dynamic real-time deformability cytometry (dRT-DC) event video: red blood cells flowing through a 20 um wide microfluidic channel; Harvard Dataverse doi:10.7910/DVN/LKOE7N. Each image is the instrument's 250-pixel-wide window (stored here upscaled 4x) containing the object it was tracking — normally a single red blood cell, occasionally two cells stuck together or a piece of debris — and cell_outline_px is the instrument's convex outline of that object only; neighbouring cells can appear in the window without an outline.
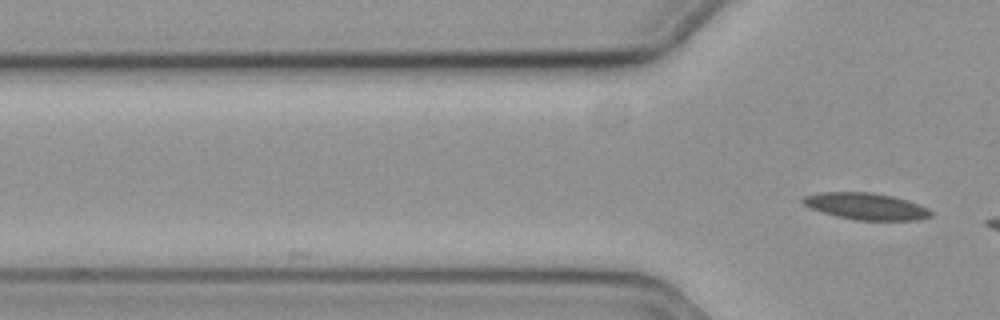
{"species": "common noctule bat (a hibernating species)", "species_latin": "Nyctalus noctula", "temperature_condition": "cold", "stored_images_in_passage": 4, "camera_frame_rate_fps": 3000, "um_per_image_px": 0.085, "animal": {"sex": "female", "body_mass_g": 19.3, "forearm_length_mm": 54.1}, "frame": {"image": 1, "passage_image": 4, "time_ms": 1.0, "image_size_px": [1000, 320], "cell_outline_px": [[932, 216], [920, 220], [856, 220], [836, 216], [808, 208], [800, 200], [804, 196], [820, 192], [872, 192], [892, 196], [908, 200], [928, 208], [932, 212]], "centroid_in_image_um": [73.6, 17.53], "position_along_channel_um": 52.2, "area_um2": 20.06}}